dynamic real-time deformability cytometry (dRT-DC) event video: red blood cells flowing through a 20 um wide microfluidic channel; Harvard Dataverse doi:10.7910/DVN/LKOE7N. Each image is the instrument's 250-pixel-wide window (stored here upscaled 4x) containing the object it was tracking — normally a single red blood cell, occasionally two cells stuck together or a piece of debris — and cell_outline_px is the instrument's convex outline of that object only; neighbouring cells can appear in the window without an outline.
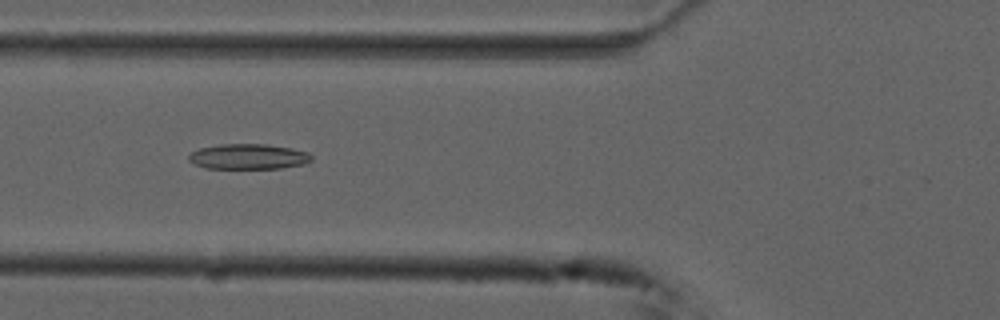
{"species": "common noctule bat (a hibernating species)", "species_latin": "Nyctalus noctula", "temperature_condition": "cold", "stored_images_in_passage": 46, "camera_frame_rate_fps": 3000, "um_per_image_px": 0.085, "animal": {"sex": "male", "forearm_length_mm": 52.5}, "frame": {"image": 1, "passage_image": 12, "time_ms": 3.667, "image_size_px": [1000, 320], "cell_outline_px": [[312, 160], [304, 164], [280, 168], [204, 168], [188, 160], [188, 156], [192, 152], [200, 148], [220, 144], [264, 144], [292, 148], [308, 152], [312, 156]], "centroid_in_image_um": [21.12, 13.31], "position_along_channel_um": 104.7, "area_um2": 18.03}}
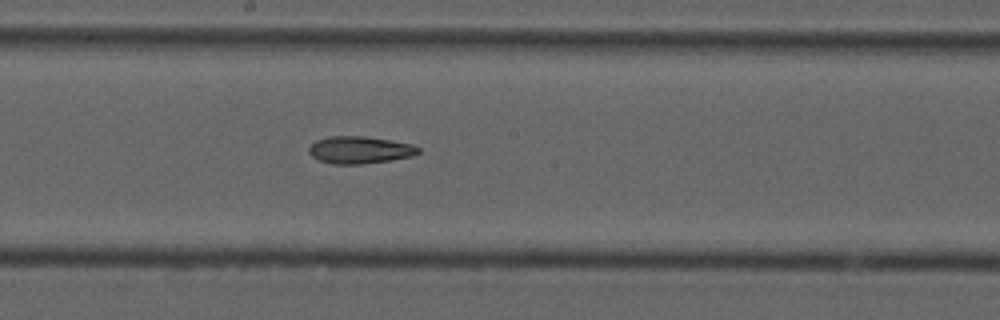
{"frame": {"image": 2, "passage_image": 21, "time_ms": 6.667, "image_size_px": [1000, 320], "cell_outline_px": [[420, 152], [412, 156], [392, 160], [360, 164], [332, 164], [316, 160], [308, 152], [308, 148], [316, 140], [328, 136], [364, 136], [412, 144], [420, 148]], "centroid_in_image_um": [30.55, 12.75], "position_along_channel_um": 217.7, "area_um2": 17.46}}
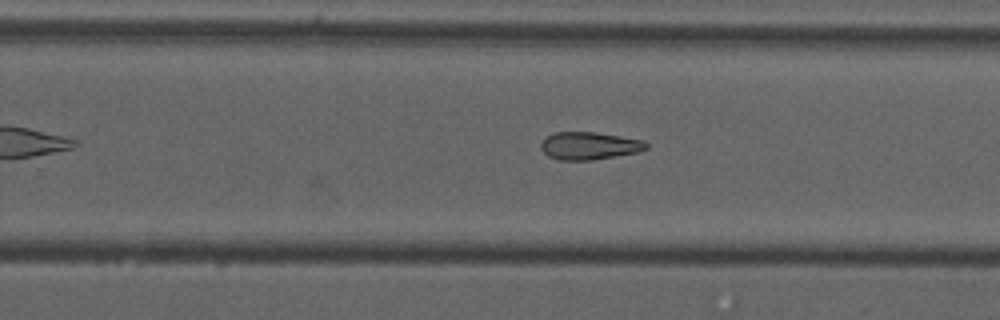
{"frame": {"image": 3, "passage_image": 26, "time_ms": 8.333, "image_size_px": [1000, 320], "cell_outline_px": [[648, 148], [640, 152], [592, 160], [560, 160], [548, 156], [540, 148], [540, 144], [544, 136], [552, 132], [596, 132], [644, 140], [648, 144]], "centroid_in_image_um": [50.07, 12.38], "position_along_channel_um": 279.7, "area_um2": 17.22}}